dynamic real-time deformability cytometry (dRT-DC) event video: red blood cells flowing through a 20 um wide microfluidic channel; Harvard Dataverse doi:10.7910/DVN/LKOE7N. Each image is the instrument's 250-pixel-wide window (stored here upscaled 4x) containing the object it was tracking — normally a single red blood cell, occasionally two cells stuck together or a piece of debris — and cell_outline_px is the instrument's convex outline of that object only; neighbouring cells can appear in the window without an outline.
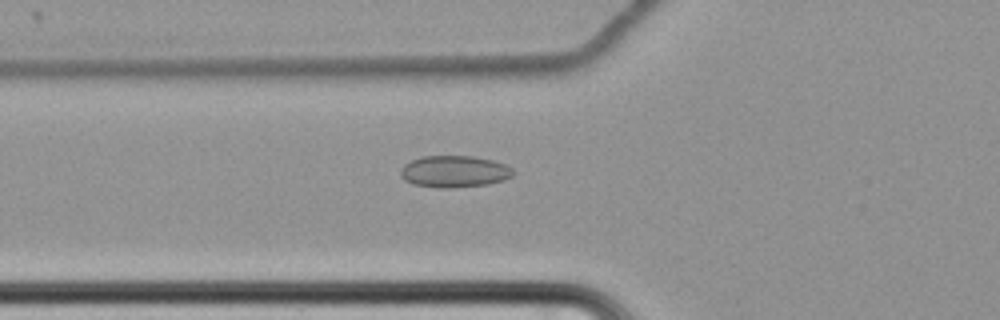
{"species": "common noctule bat (a hibernating species)", "species_latin": "Nyctalus noctula", "temperature_condition": "cold", "stored_images_in_passage": 63, "camera_frame_rate_fps": 3000, "um_per_image_px": 0.085, "animal": {"sex": "female", "body_mass_g": 22.7, "forearm_length_mm": 54.2}, "frame": {"image": 1, "passage_image": 25, "time_ms": 8.0, "image_size_px": [1000, 320], "cell_outline_px": [[516, 172], [512, 176], [504, 180], [488, 184], [448, 188], [440, 188], [412, 184], [404, 180], [400, 176], [400, 168], [404, 164], [420, 156], [472, 156], [492, 160], [508, 164]], "centroid_in_image_um": [38.62, 14.57], "position_along_channel_um": 87.2, "area_um2": 21.1}}
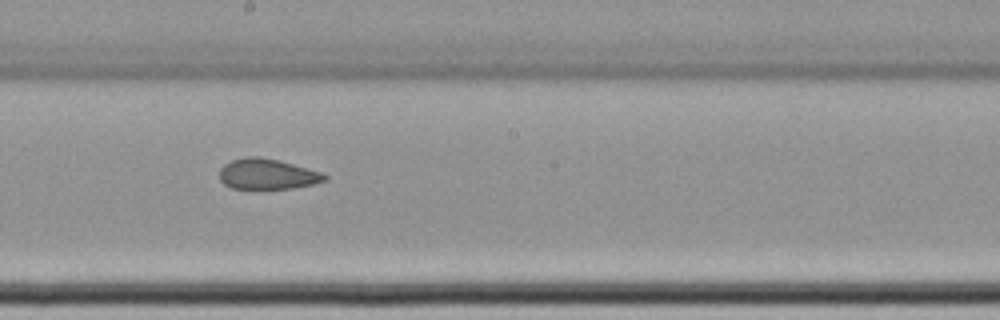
{"frame": {"image": 2, "passage_image": 37, "time_ms": 12.0, "image_size_px": [1000, 320], "cell_outline_px": [[328, 180], [312, 184], [292, 188], [232, 188], [224, 184], [220, 180], [220, 168], [224, 164], [232, 160], [244, 156], [260, 156], [280, 160], [320, 172], [328, 176]], "centroid_in_image_um": [22.71, 14.78], "position_along_channel_um": 225.5, "area_um2": 18.67}}
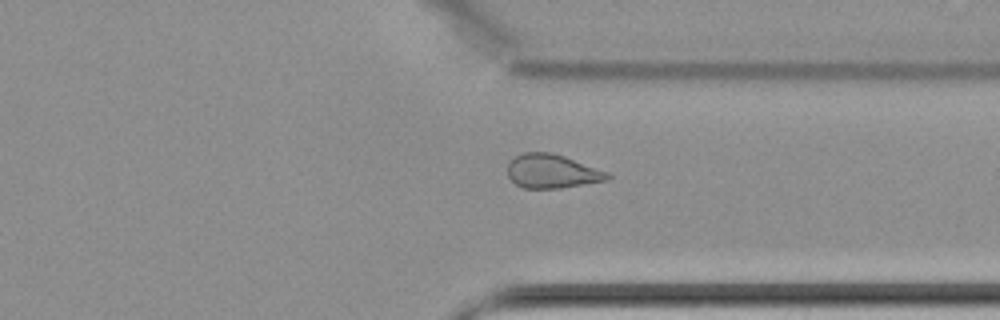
{"frame": {"image": 3, "passage_image": 49, "time_ms": 16.0, "image_size_px": [1000, 320], "cell_outline_px": [[612, 176], [608, 180], [560, 188], [524, 188], [516, 184], [508, 176], [508, 160], [524, 152], [552, 152], [564, 156], [608, 172]], "centroid_in_image_um": [46.91, 14.55], "position_along_channel_um": 364.5, "area_um2": 19.71}, "authors_computed_cell_mechanics": {"area_um2": 21.7906, "velocity_mm_per_s": 3.4582, "shape_relaxation_time_tau1_ms": null, "shape_relaxation_time_tau2_ms": 4.2617, "deformation_change_tau1": null, "deformation_change_tau2": 0.1147}}